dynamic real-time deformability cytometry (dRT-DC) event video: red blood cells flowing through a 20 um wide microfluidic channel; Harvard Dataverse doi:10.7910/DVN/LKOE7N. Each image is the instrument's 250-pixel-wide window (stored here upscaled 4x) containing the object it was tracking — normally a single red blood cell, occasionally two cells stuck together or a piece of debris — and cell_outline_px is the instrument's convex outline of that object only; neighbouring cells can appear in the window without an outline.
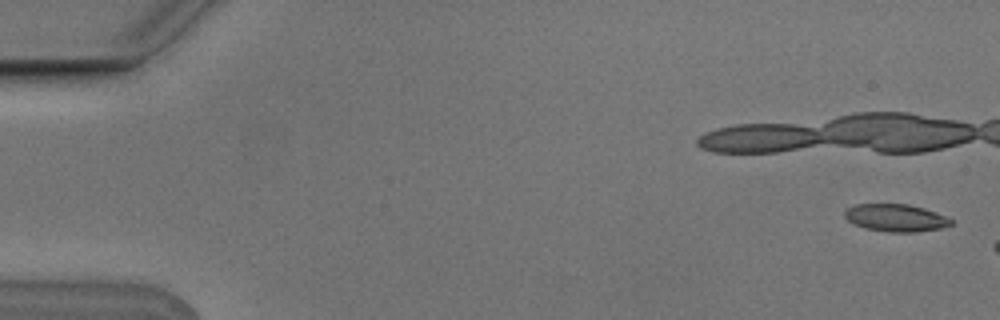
{"species": "Egyptian fruit bat (a non-hibernating species)", "species_latin": "Rousettus aegyptiacus", "temperature_condition": "cold", "stored_images_in_passage": 5, "segment_of_instrument_passage": [2, 2], "camera_frame_rate_fps": 3000, "um_per_image_px": 0.085, "animal": {"sex": "male"}, "frame": {"image": 1, "passage_image": 5, "time_ms": 1.333, "image_size_px": [1000, 320], "cell_outline_px": [[952, 224], [940, 228], [916, 232], [888, 232], [864, 228], [848, 220], [844, 216], [844, 212], [848, 208], [856, 204], [908, 204], [924, 208], [936, 212], [952, 220]], "centroid_in_image_um": [76.13, 18.51], "position_along_channel_um": 8.9, "area_um2": 16.88}}